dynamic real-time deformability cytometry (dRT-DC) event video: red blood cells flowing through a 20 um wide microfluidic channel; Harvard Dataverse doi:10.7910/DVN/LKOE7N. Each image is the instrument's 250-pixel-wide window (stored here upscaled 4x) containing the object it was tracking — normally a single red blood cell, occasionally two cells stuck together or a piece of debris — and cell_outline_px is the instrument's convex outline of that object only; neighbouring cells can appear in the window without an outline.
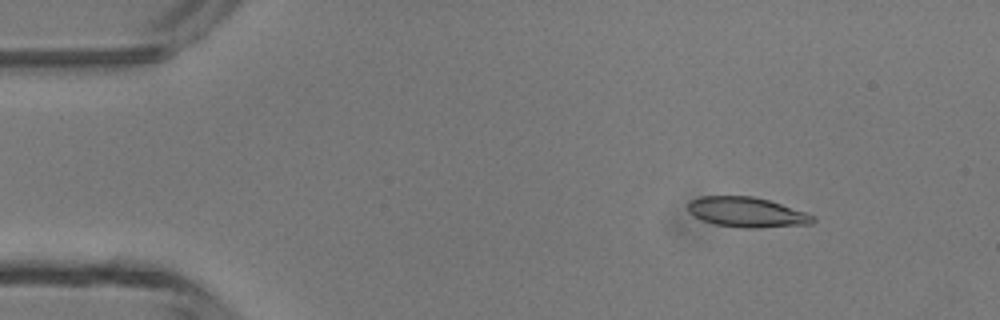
{"species": "common noctule bat (a hibernating species)", "species_latin": "Nyctalus noctula", "temperature_condition": "room temperature", "stored_images_in_passage": 17, "camera_frame_rate_fps": 3000, "um_per_image_px": 0.085, "animal": {"sex": "male", "body_mass_g": 13.3}, "frame": {"image": 1, "passage_image": 6, "time_ms": 1.667, "image_size_px": [1000, 320], "cell_outline_px": [[816, 220], [812, 224], [760, 228], [744, 228], [716, 224], [692, 216], [688, 212], [688, 204], [692, 200], [700, 196], [752, 196], [768, 200], [808, 212], [816, 216]], "centroid_in_image_um": [63.53, 18.04], "position_along_channel_um": 21.5, "area_um2": 22.02}}
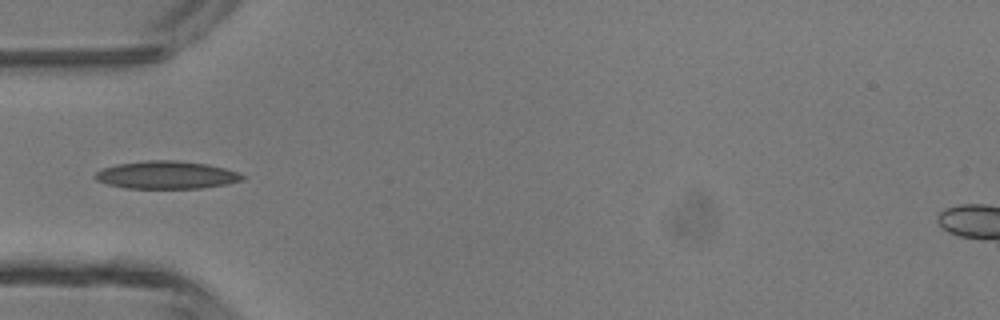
{"frame": {"image": 2, "passage_image": 15, "time_ms": 4.667, "image_size_px": [1000, 320], "cell_outline_px": [[244, 180], [228, 184], [200, 188], [124, 188], [108, 184], [96, 180], [92, 176], [96, 172], [104, 168], [116, 164], [144, 160], [176, 160], [208, 164], [224, 168], [236, 172], [244, 176]], "centroid_in_image_um": [14.13, 14.87], "position_along_channel_um": 70.9, "area_um2": 23.87}}